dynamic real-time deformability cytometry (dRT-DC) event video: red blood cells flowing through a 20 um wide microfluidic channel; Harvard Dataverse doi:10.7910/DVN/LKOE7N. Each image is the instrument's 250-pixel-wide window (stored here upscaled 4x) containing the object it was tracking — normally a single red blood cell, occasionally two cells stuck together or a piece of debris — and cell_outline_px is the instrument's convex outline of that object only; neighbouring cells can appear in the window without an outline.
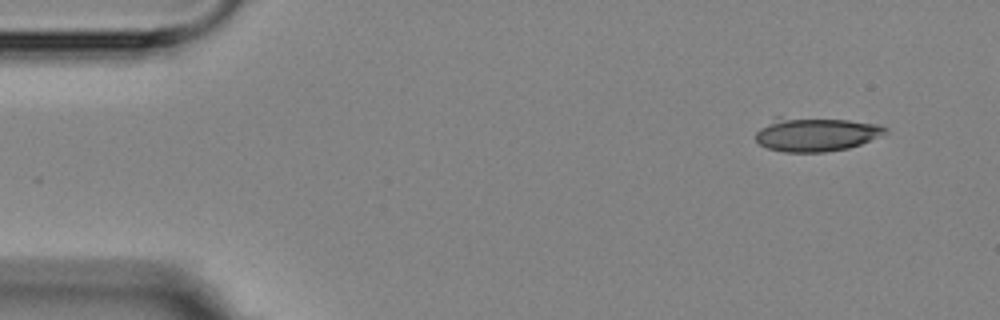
{"species": "Egyptian fruit bat (a non-hibernating species)", "species_latin": "Rousettus aegyptiacus", "temperature_condition": "room temperature", "stored_images_in_passage": 5, "camera_frame_rate_fps": 3000, "um_per_image_px": 0.085, "animal": {"sex": "female"}, "frame": {"image": 1, "passage_image": 1, "time_ms": 0.0, "image_size_px": [1000, 320], "cell_outline_px": [[888, 132], [860, 144], [848, 148], [824, 152], [784, 152], [768, 148], [760, 144], [756, 140], [756, 132], [760, 128], [776, 116], [780, 116], [848, 120], [880, 124], [888, 128]], "centroid_in_image_um": [69.34, 11.4], "position_along_channel_um": 15.7, "area_um2": 25.72}}